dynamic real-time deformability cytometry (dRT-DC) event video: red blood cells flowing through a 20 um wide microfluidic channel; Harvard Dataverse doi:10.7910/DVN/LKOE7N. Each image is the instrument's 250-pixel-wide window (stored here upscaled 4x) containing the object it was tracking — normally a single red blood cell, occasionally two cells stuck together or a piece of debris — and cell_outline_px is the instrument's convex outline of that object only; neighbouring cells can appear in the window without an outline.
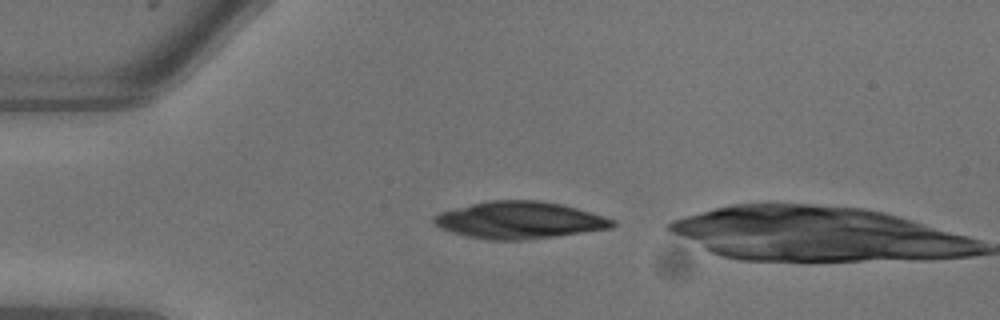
{"species": "common noctule bat (a hibernating species)", "species_latin": "Nyctalus noctula", "temperature_condition": "warm", "stored_images_in_passage": 2, "camera_frame_rate_fps": 3000, "um_per_image_px": 0.085, "animal": {"sex": "male", "body_mass_g": 13.3}, "frame": {"image": 1, "passage_image": 1, "time_ms": 0.0, "image_size_px": [1000, 320], "cell_outline_px": [[616, 224], [612, 228], [556, 236], [520, 240], [488, 240], [468, 236], [452, 232], [440, 228], [432, 224], [432, 216], [440, 212], [472, 204], [492, 200], [536, 200], [560, 204], [576, 208], [604, 216], [616, 220]], "centroid_in_image_um": [44.14, 18.72], "position_along_channel_um": 40.9, "area_um2": 38.38}}